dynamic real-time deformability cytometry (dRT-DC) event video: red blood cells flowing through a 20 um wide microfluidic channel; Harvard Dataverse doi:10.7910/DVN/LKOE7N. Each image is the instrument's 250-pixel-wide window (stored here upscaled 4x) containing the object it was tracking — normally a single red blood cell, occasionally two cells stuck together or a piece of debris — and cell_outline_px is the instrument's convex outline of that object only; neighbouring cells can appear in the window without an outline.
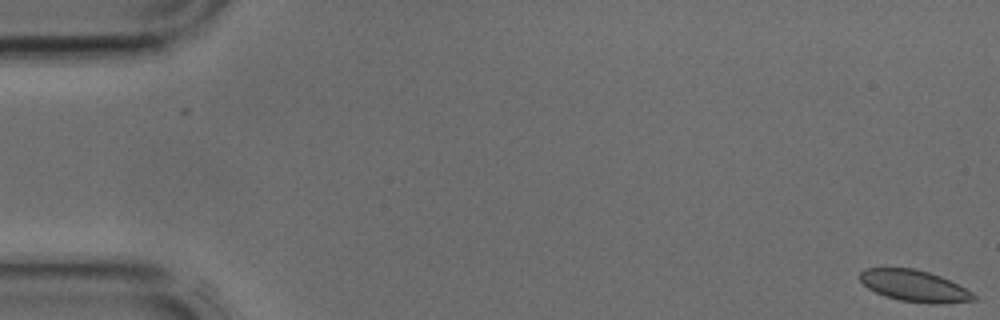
{"species": "common noctule bat (a hibernating species)", "species_latin": "Nyctalus noctula", "temperature_condition": "cold", "stored_images_in_passage": 43, "camera_frame_rate_fps": 3000, "um_per_image_px": 0.085, "animal": {"sex": "male", "body_mass_g": 17.9, "forearm_length_mm": 54.2}, "frame": {"image": 1, "passage_image": 1, "time_ms": 0.0, "image_size_px": [1000, 320], "cell_outline_px": [[976, 300], [944, 304], [928, 304], [900, 300], [884, 296], [868, 288], [860, 280], [860, 272], [864, 268], [912, 268], [928, 272], [940, 276], [972, 292], [976, 296]], "centroid_in_image_um": [77.72, 24.31], "position_along_channel_um": 7.3, "area_um2": 20.81}}
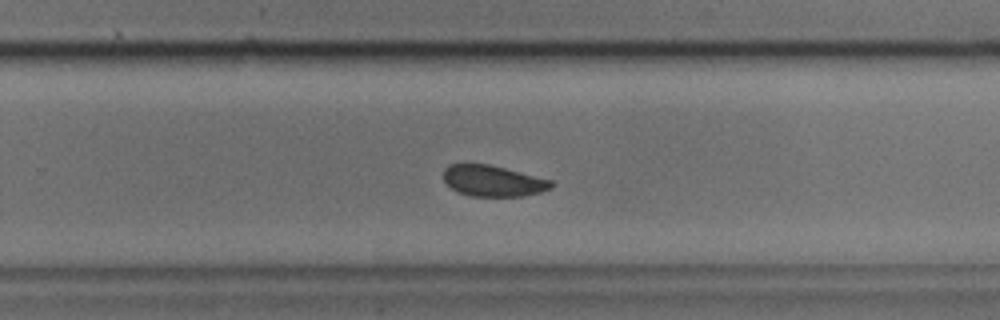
{"frame": {"image": 2, "passage_image": 28, "time_ms": 9.0, "image_size_px": [1000, 320], "cell_outline_px": [[556, 184], [552, 188], [540, 192], [524, 196], [472, 196], [456, 192], [444, 180], [444, 168], [448, 164], [488, 164], [552, 180]], "centroid_in_image_um": [41.92, 15.38], "position_along_channel_um": 287.9, "area_um2": 19.48}}
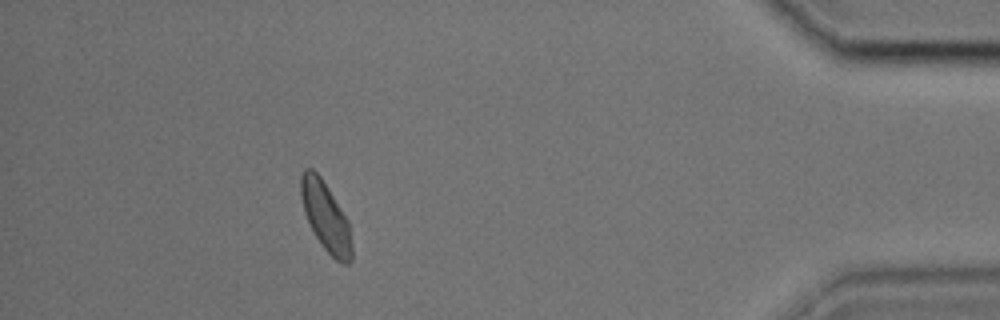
{"frame": {"image": 3, "passage_image": 39, "time_ms": 12.667, "image_size_px": [1000, 320], "cell_outline_px": [[352, 260], [348, 264], [344, 264], [336, 260], [324, 248], [316, 236], [304, 212], [300, 196], [300, 176], [304, 168], [312, 168], [320, 176], [348, 220], [352, 244]], "centroid_in_image_um": [27.68, 18.41], "position_along_channel_um": 407.5, "area_um2": 20.29}}